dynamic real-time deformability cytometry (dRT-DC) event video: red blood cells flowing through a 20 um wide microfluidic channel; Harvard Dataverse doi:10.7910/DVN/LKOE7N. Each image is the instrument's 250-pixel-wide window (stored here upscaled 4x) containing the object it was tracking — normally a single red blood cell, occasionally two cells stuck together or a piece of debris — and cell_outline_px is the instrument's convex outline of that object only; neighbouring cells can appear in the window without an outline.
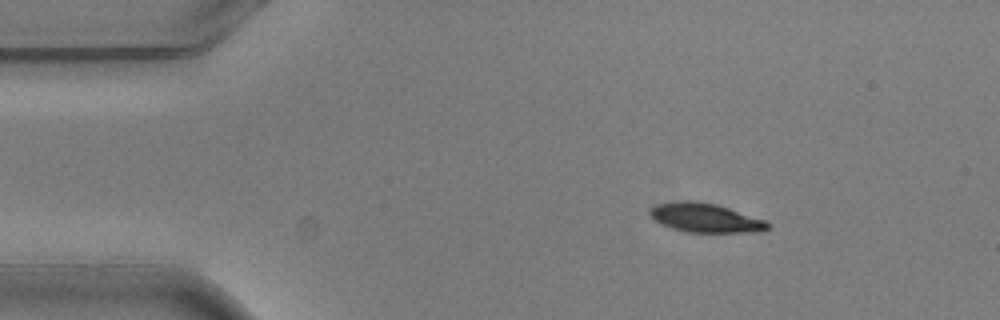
{"species": "common noctule bat (a hibernating species)", "species_latin": "Nyctalus noctula", "temperature_condition": "warm", "stored_images_in_passage": 3, "camera_frame_rate_fps": 3000, "um_per_image_px": 0.085, "animal": {"sex": "male", "body_mass_g": 20.5, "forearm_length_mm": 52.5}, "frame": {"image": 1, "passage_image": 1, "time_ms": 0.0, "image_size_px": [1000, 320], "cell_outline_px": [[772, 224], [768, 228], [748, 232], [688, 232], [672, 228], [660, 224], [652, 220], [648, 216], [648, 212], [656, 204], [680, 200], [692, 200], [716, 204], [764, 220]], "centroid_in_image_um": [59.85, 18.5], "position_along_channel_um": 25.1, "area_um2": 19.88}}